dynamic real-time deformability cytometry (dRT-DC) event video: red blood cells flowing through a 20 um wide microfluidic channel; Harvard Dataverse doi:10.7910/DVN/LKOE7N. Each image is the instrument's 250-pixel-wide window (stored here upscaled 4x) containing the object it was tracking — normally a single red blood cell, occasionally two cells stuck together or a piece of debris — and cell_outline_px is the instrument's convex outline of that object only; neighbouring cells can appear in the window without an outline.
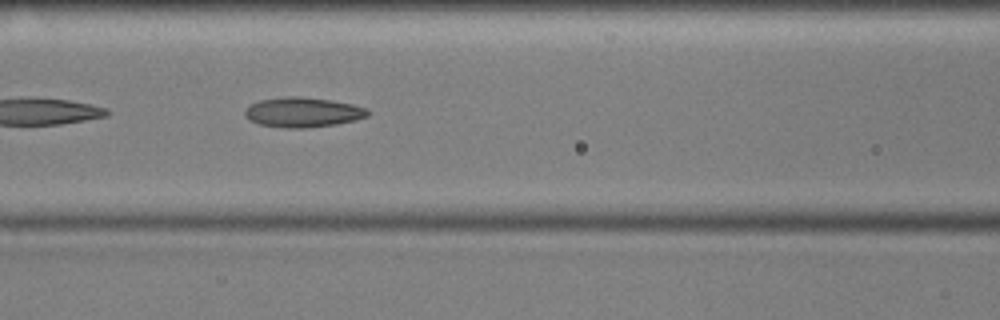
{"species": "common noctule bat (a hibernating species)", "species_latin": "Nyctalus noctula", "temperature_condition": "cold", "stored_images_in_passage": 13, "camera_frame_rate_fps": 3000, "um_per_image_px": 0.085, "animal": {"sex": "male", "body_mass_g": 17.9, "forearm_length_mm": 54.2}, "frame": {"image": 1, "passage_image": 8, "time_ms": 2.333, "image_size_px": [1000, 320], "cell_outline_px": [[368, 116], [356, 120], [336, 124], [308, 128], [284, 128], [260, 124], [248, 120], [244, 116], [244, 112], [252, 104], [260, 100], [288, 96], [296, 96], [328, 100], [352, 104], [368, 108]], "centroid_in_image_um": [25.74, 9.55], "position_along_channel_um": 140.9, "area_um2": 21.27}}